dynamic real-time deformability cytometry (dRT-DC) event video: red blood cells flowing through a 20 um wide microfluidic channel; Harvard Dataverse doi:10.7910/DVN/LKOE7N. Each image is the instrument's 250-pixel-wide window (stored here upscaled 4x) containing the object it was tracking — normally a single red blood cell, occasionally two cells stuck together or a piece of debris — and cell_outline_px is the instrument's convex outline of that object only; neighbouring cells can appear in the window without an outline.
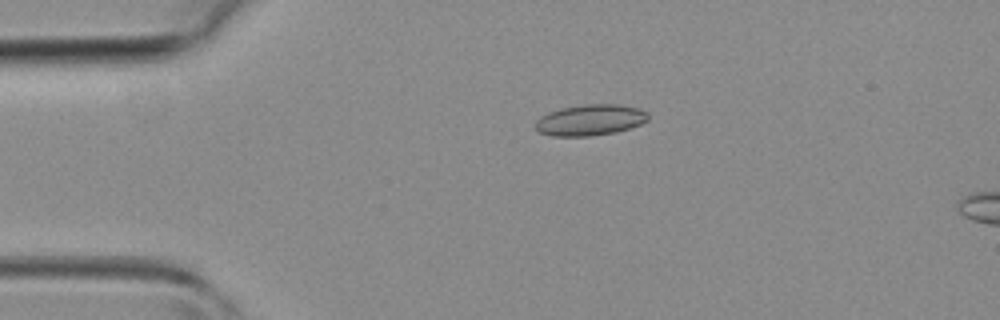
{"species": "common noctule bat (a hibernating species)", "species_latin": "Nyctalus noctula", "temperature_condition": "room temperature", "stored_images_in_passage": 5, "camera_frame_rate_fps": 3000, "um_per_image_px": 0.085, "animal": {"sex": "female", "body_mass_g": 19.3, "forearm_length_mm": 54.1}, "frame": {"image": 1, "passage_image": 1, "time_ms": 0.0, "image_size_px": [1000, 320], "cell_outline_px": [[648, 120], [640, 124], [616, 132], [592, 136], [552, 136], [540, 132], [536, 128], [536, 120], [540, 116], [548, 112], [560, 108], [584, 104], [620, 104], [640, 108], [648, 112]], "centroid_in_image_um": [50.18, 10.19], "position_along_channel_um": 34.8, "area_um2": 20.52}}